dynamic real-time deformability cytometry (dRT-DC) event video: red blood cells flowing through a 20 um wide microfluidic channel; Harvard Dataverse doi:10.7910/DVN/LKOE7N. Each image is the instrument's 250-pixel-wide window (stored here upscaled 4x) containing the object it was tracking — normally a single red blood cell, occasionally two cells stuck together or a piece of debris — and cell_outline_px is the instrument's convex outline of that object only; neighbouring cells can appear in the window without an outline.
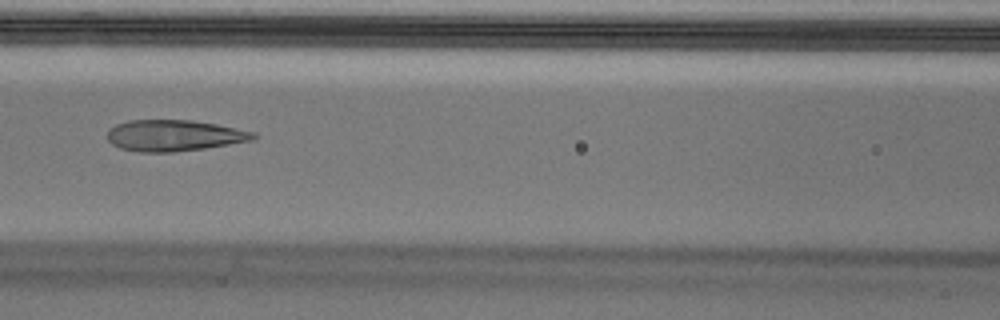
{"species": "Egyptian fruit bat (a non-hibernating species)", "species_latin": "Rousettus aegyptiacus", "temperature_condition": "cold", "stored_images_in_passage": 53, "camera_frame_rate_fps": 3000, "um_per_image_px": 0.085, "animal": {"sex": "male"}, "frame": {"image": 1, "passage_image": 23, "time_ms": 7.333, "image_size_px": [1000, 320], "cell_outline_px": [[256, 136], [252, 140], [204, 148], [172, 152], [140, 152], [120, 148], [112, 144], [108, 140], [108, 132], [116, 124], [128, 120], [192, 120], [216, 124], [256, 132]], "centroid_in_image_um": [14.79, 11.51], "position_along_channel_um": 151.8, "area_um2": 26.36}, "authors_computed_cell_mechanics": {"area_um2": 27.9752, "velocity_mm_per_s": 3.7259, "shape_relaxation_time_tau1_ms": null, "shape_relaxation_time_tau2_ms": 2.0057, "deformation_change_tau1": null, "deformation_change_tau2": 0.1161}}